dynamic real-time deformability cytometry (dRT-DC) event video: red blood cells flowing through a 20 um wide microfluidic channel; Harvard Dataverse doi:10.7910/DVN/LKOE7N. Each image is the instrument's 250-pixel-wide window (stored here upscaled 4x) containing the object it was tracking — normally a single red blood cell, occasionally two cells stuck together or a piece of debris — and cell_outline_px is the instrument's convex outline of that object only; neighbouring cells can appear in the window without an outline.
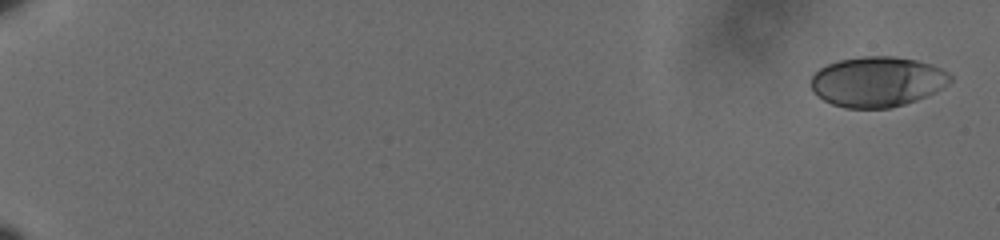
{"species": "human", "species_latin": "Homo sapiens", "temperature_condition": "cold", "stored_images_in_passage": 14, "camera_frame_rate_fps": 3000, "um_per_image_px": 0.085, "donor": {"sex": "male"}, "frame": {"image": 1, "passage_image": 1, "time_ms": 0.0, "image_size_px": [1000, 240], "cell_outline_px": [[952, 80], [948, 84], [936, 92], [916, 100], [904, 104], [888, 108], [844, 108], [832, 104], [824, 100], [812, 88], [812, 76], [820, 68], [828, 64], [840, 60], [860, 56], [892, 56], [916, 60], [940, 68], [948, 72], [952, 76]], "centroid_in_image_um": [74.6, 6.94], "position_along_channel_um": 10.4, "area_um2": 40.52}}
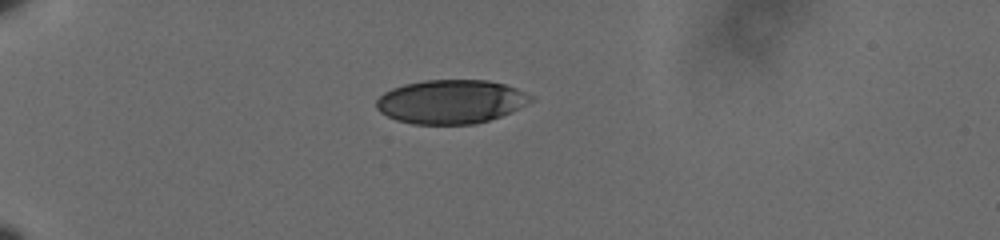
{"frame": {"image": 2, "passage_image": 10, "time_ms": 3.0, "image_size_px": [1000, 240], "cell_outline_px": [[536, 100], [512, 112], [476, 124], [412, 124], [396, 120], [380, 112], [376, 108], [376, 100], [384, 92], [392, 88], [404, 84], [428, 80], [488, 80], [504, 84], [516, 88], [532, 96]], "centroid_in_image_um": [38.34, 8.64], "position_along_channel_um": 46.7, "area_um2": 39.59}}
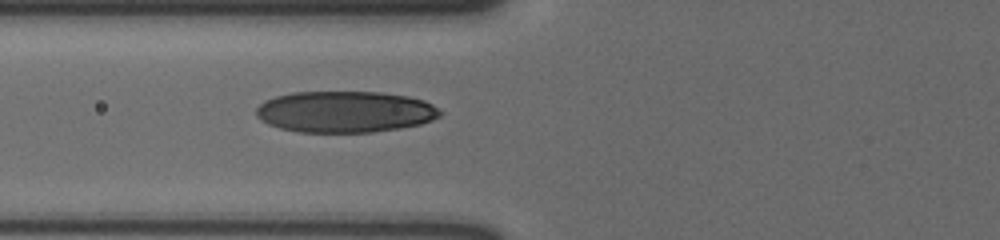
{"frame": {"image": 3, "passage_image": 14, "time_ms": 4.333, "image_size_px": [1000, 240], "cell_outline_px": [[440, 116], [432, 120], [420, 124], [400, 128], [372, 132], [300, 132], [280, 128], [268, 124], [260, 120], [256, 116], [256, 108], [264, 100], [276, 96], [292, 92], [380, 92], [408, 96], [424, 100], [432, 104], [440, 112]], "centroid_in_image_um": [29.3, 9.5], "position_along_channel_um": 96.5, "area_um2": 44.39}}